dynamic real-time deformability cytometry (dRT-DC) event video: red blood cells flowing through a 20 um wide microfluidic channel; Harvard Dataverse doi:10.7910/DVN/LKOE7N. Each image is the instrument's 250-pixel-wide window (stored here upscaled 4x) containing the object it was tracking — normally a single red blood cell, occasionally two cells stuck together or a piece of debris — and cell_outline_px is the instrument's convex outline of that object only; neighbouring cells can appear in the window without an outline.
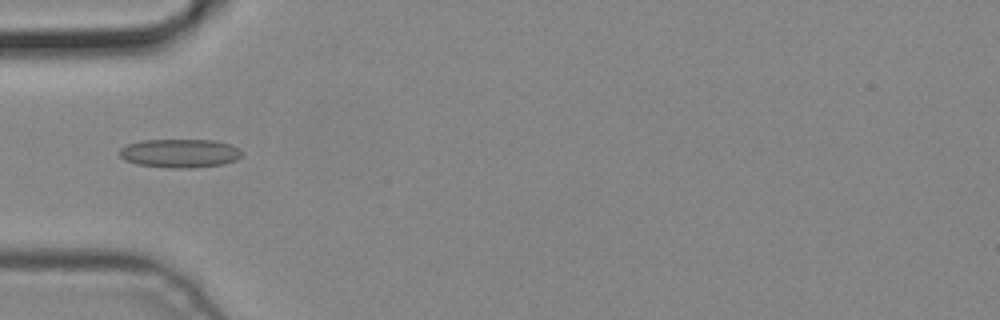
{"species": "common noctule bat (a hibernating species)", "species_latin": "Nyctalus noctula", "temperature_condition": "cold", "stored_images_in_passage": 4, "camera_frame_rate_fps": 3000, "um_per_image_px": 0.085, "animal": {"sex": "male", "body_mass_g": 19.2, "forearm_length_mm": 51.8}, "frame": {"image": 1, "passage_image": 4, "time_ms": 1.0, "image_size_px": [1000, 320], "cell_outline_px": [[244, 152], [236, 160], [224, 164], [188, 168], [172, 168], [136, 164], [124, 160], [120, 156], [120, 148], [128, 144], [140, 140], [212, 140], [228, 144], [240, 148]], "centroid_in_image_um": [15.29, 13.03], "position_along_channel_um": 69.7, "area_um2": 20.46}}